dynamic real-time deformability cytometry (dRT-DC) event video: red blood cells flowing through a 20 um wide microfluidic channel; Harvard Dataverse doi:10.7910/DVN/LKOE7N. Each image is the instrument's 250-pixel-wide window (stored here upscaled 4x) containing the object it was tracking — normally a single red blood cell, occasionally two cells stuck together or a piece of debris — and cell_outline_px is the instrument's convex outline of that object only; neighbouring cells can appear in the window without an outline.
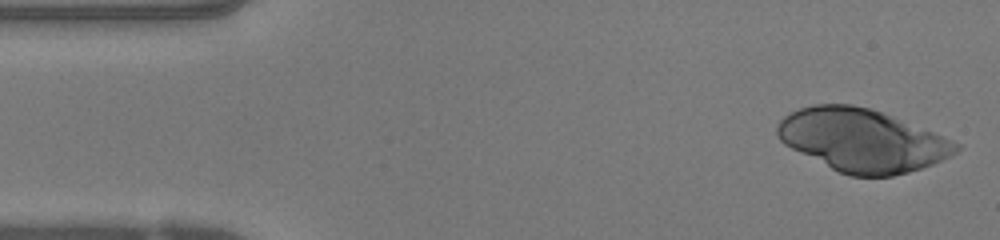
{"species": "human", "species_latin": "Homo sapiens", "temperature_condition": "warm", "stored_images_in_passage": 15, "camera_frame_rate_fps": 3000, "um_per_image_px": 0.085, "donor": {"sex": "female"}, "frame": {"image": 1, "passage_image": 1, "time_ms": 0.0, "image_size_px": [1000, 240], "cell_outline_px": [[960, 148], [956, 152], [932, 164], [908, 172], [892, 176], [852, 176], [840, 172], [784, 144], [780, 140], [776, 132], [776, 124], [784, 116], [800, 108], [812, 104], [852, 104], [872, 108], [932, 132], [960, 144]], "centroid_in_image_um": [73.25, 11.91], "position_along_channel_um": 11.8, "area_um2": 64.5}}